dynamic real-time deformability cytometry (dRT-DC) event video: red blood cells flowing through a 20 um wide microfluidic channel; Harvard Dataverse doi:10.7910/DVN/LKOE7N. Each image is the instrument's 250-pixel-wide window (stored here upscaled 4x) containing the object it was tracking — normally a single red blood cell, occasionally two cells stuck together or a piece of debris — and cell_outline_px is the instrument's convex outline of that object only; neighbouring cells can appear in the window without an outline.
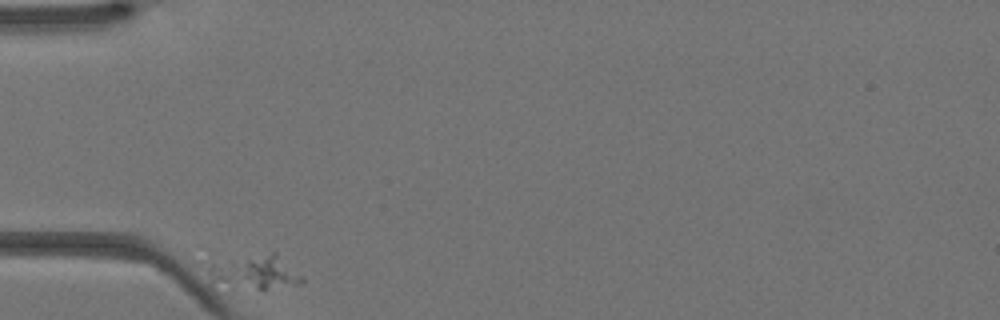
{"species": "Egyptian fruit bat (a non-hibernating species)", "species_latin": "Rousettus aegyptiacus", "temperature_condition": "warm", "stored_images_in_passage": 33, "camera_frame_rate_fps": 3000, "um_per_image_px": 0.085, "animal": {"sex": "female"}, "frame": {"image": 1, "passage_image": 1, "time_ms": 0.0, "image_size_px": [1000, 320], "cell_outline_px": [[304, 280], [300, 284], [264, 288], [232, 288], [212, 280], [208, 272], [196, 244], [204, 244], [276, 252], [304, 276]], "centroid_in_image_um": [21.08, 22.74], "position_along_channel_um": 63.9, "area_um2": 23.99}}
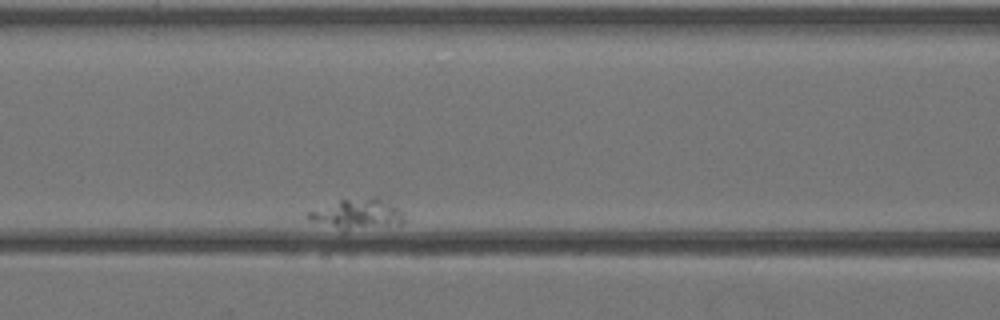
{"frame": {"image": 2, "passage_image": 10, "time_ms": 3.0, "image_size_px": [1000, 320], "cell_outline_px": [[408, 220], [404, 224], [344, 232], [308, 220], [304, 216], [304, 212], [340, 200], [376, 196], [388, 200], [396, 204], [400, 208]], "centroid_in_image_um": [30.42, 18.21], "position_along_channel_um": 136.2, "area_um2": 18.09}}
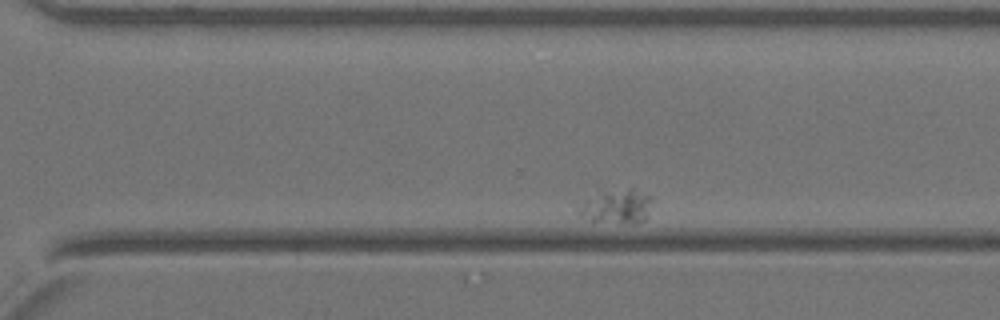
{"frame": {"image": 3, "passage_image": 28, "time_ms": 9.0, "image_size_px": [1000, 320], "cell_outline_px": [[652, 200], [648, 216], [644, 220], [636, 224], [632, 224], [592, 220], [580, 216], [580, 208], [584, 200], [600, 192], [632, 184], [648, 196]], "centroid_in_image_um": [52.5, 17.49], "position_along_channel_um": 318.1, "area_um2": 14.97}}